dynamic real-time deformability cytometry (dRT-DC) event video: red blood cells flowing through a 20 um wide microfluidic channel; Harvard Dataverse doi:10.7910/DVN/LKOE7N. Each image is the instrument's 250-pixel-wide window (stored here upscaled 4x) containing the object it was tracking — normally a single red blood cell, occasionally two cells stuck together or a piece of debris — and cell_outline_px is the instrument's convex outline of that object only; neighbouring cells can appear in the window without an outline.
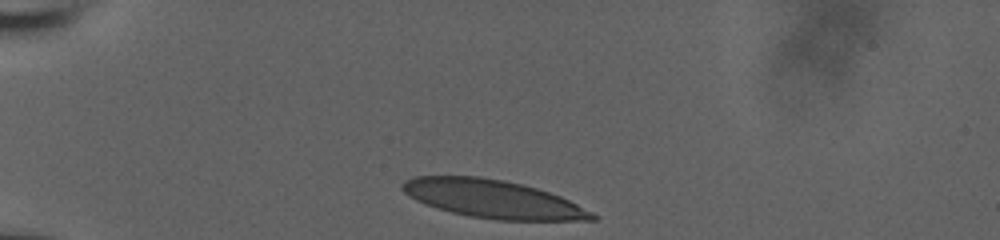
{"species": "human", "species_latin": "Homo sapiens", "temperature_condition": "room temperature", "stored_images_in_passage": 33, "camera_frame_rate_fps": 3000, "um_per_image_px": 0.085, "donor": {"sex": "male"}, "frame": {"image": 1, "passage_image": 1, "time_ms": 0.0, "image_size_px": [1000, 240], "cell_outline_px": [[596, 220], [496, 220], [472, 216], [452, 212], [436, 208], [424, 204], [408, 196], [400, 188], [400, 184], [404, 180], [412, 176], [480, 176], [504, 180], [536, 188], [560, 196], [592, 212], [596, 216]], "centroid_in_image_um": [41.82, 16.9], "position_along_channel_um": 43.2, "area_um2": 41.96}}
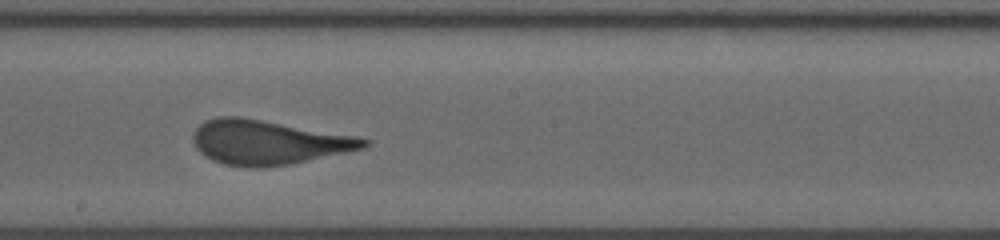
{"frame": {"image": 2, "passage_image": 19, "time_ms": 6.0, "image_size_px": [1000, 240], "cell_outline_px": [[368, 144], [364, 148], [292, 164], [260, 168], [248, 168], [224, 164], [212, 160], [200, 152], [196, 148], [192, 140], [192, 136], [196, 128], [200, 124], [208, 120], [220, 116], [240, 116], [352, 136], [368, 140]], "centroid_in_image_um": [22.72, 12.11], "position_along_channel_um": 225.5, "area_um2": 43.75}}
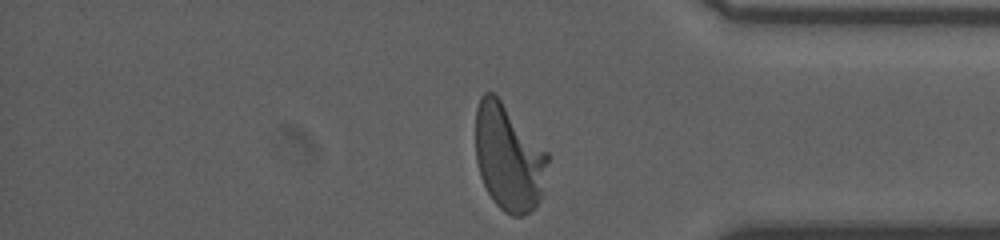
{"frame": {"image": 3, "passage_image": 33, "time_ms": 10.667, "image_size_px": [1000, 240], "cell_outline_px": [[548, 160], [540, 200], [524, 216], [512, 216], [504, 212], [492, 200], [480, 176], [476, 160], [476, 108], [480, 96], [484, 92], [492, 92], [500, 100], [548, 152]], "centroid_in_image_um": [43.21, 13.4], "position_along_channel_um": 392.0, "area_um2": 44.33}, "authors_computed_cell_mechanics": {"area_um2": 43.5812, "velocity_mm_per_s": 3.8276, "shape_relaxation_time_tau1_ms": 4.3907, "shape_relaxation_time_tau2_ms": null, "deformation_change_tau1": 0.2114, "deformation_change_tau2": null}}